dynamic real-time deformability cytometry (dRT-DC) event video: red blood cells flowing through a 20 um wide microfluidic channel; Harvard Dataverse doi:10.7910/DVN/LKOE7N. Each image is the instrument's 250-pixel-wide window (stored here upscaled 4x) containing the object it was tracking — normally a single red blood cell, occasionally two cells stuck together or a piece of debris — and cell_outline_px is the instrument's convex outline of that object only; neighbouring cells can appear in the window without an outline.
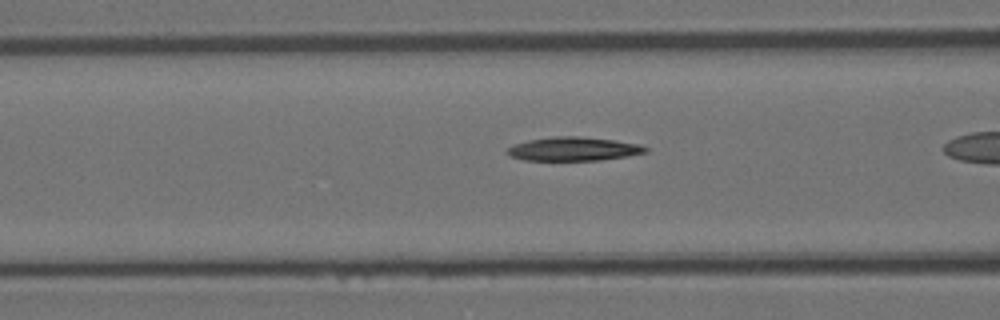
{"species": "Egyptian fruit bat (a non-hibernating species)", "species_latin": "Rousettus aegyptiacus", "temperature_condition": "room temperature", "stored_images_in_passage": 37, "camera_frame_rate_fps": 3000, "um_per_image_px": 0.085, "animal": {"sex": "female"}, "frame": {"image": 1, "passage_image": 17, "time_ms": 5.333, "image_size_px": [1000, 320], "cell_outline_px": [[648, 152], [600, 160], [524, 160], [508, 156], [504, 152], [508, 148], [516, 144], [528, 140], [556, 136], [580, 136], [612, 140], [640, 144], [648, 148]], "centroid_in_image_um": [48.71, 12.66], "position_along_channel_um": 117.9, "area_um2": 19.02}}
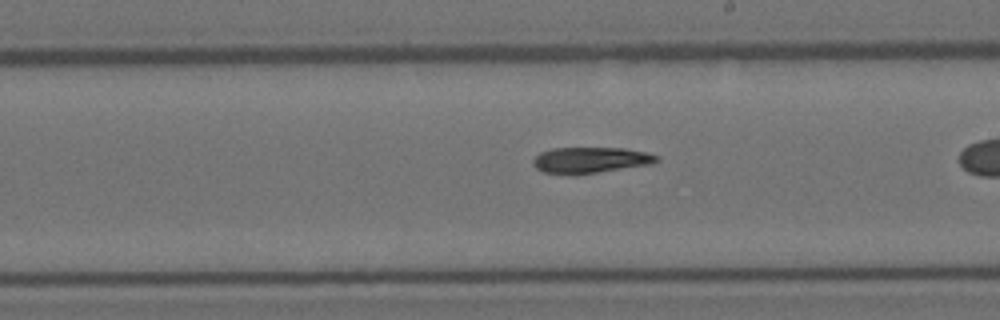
{"frame": {"image": 2, "passage_image": 26, "time_ms": 8.333, "image_size_px": [1000, 320], "cell_outline_px": [[660, 160], [652, 164], [576, 176], [572, 176], [544, 172], [536, 168], [532, 164], [532, 160], [540, 152], [552, 148], [624, 148], [644, 152], [660, 156]], "centroid_in_image_um": [50.17, 13.63], "position_along_channel_um": 238.8, "area_um2": 19.13}}
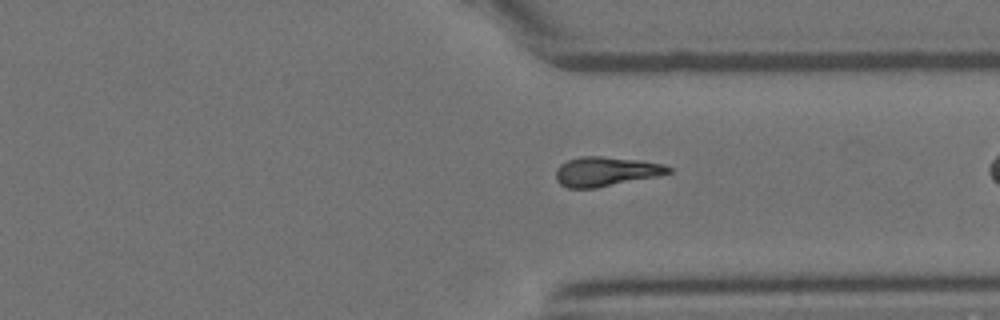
{"frame": {"image": 3, "passage_image": 35, "time_ms": 11.333, "image_size_px": [1000, 320], "cell_outline_px": [[672, 172], [660, 176], [596, 188], [568, 188], [560, 184], [556, 180], [556, 168], [560, 164], [568, 160], [580, 156], [600, 156], [640, 160], [664, 164], [672, 168]], "centroid_in_image_um": [51.52, 14.58], "position_along_channel_um": 359.9, "area_um2": 19.54}}